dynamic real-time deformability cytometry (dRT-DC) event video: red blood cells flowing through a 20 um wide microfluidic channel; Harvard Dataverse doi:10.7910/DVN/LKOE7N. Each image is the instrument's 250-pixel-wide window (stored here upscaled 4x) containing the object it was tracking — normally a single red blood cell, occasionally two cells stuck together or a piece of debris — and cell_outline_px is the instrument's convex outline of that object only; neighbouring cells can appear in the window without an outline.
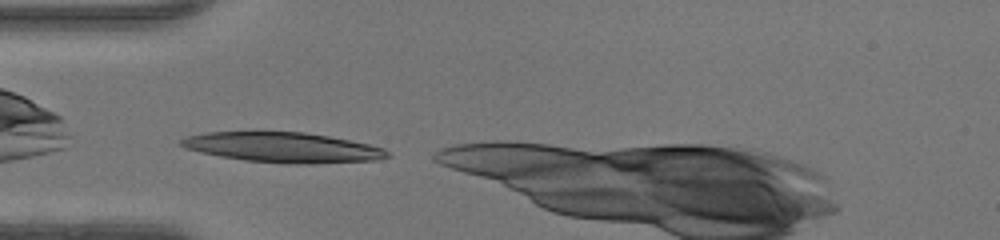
{"species": "human", "species_latin": "Homo sapiens", "temperature_condition": "warm", "stored_images_in_passage": 15, "camera_frame_rate_fps": 3000, "um_per_image_px": 0.085, "donor": {"sex": "female"}, "frame": {"image": 1, "passage_image": 1, "time_ms": 0.0, "image_size_px": [1000, 240], "cell_outline_px": [[392, 156], [376, 160], [316, 164], [288, 164], [244, 160], [220, 156], [200, 152], [184, 148], [180, 144], [180, 140], [188, 136], [208, 132], [256, 128], [304, 132], [328, 136], [368, 144], [384, 148]], "centroid_in_image_um": [23.98, 12.49], "position_along_channel_um": 61.0, "area_um2": 37.51}}
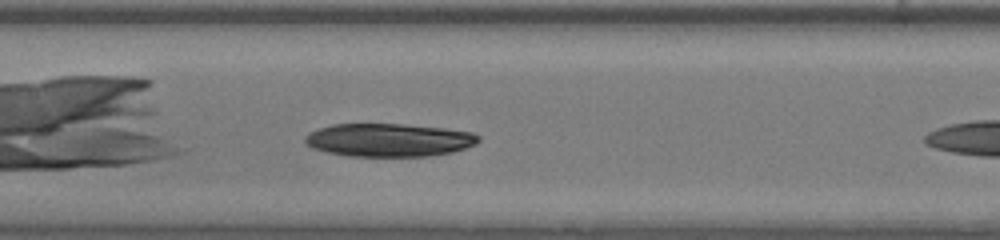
{"frame": {"image": 2, "passage_image": 9, "time_ms": 2.667, "image_size_px": [1000, 240], "cell_outline_px": [[480, 140], [476, 144], [452, 152], [428, 156], [348, 156], [328, 152], [312, 148], [304, 144], [304, 136], [308, 132], [332, 124], [404, 124], [444, 128], [472, 132], [480, 136]], "centroid_in_image_um": [33.03, 11.9], "position_along_channel_um": 174.4, "area_um2": 33.64}}
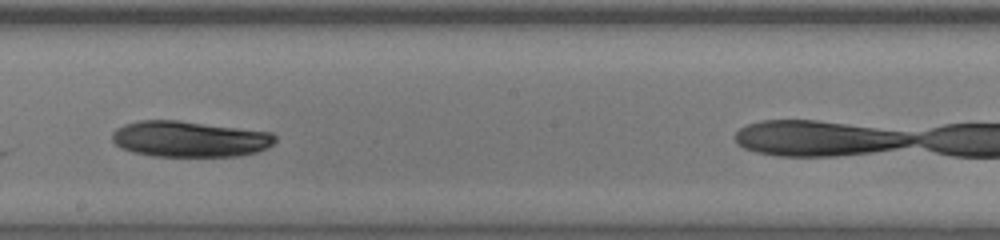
{"frame": {"image": 3, "passage_image": 13, "time_ms": 4.0, "image_size_px": [1000, 240], "cell_outline_px": [[276, 140], [268, 148], [256, 152], [240, 156], [152, 156], [132, 152], [120, 148], [112, 140], [112, 132], [116, 128], [124, 124], [140, 120], [176, 120], [272, 132], [276, 136]], "centroid_in_image_um": [16.1, 11.82], "position_along_channel_um": 232.1, "area_um2": 34.28}}